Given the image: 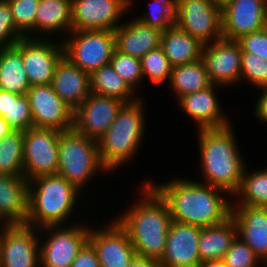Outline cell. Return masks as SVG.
<instances>
[{"label":"cell","instance_id":"cell-38","mask_svg":"<svg viewBox=\"0 0 267 267\" xmlns=\"http://www.w3.org/2000/svg\"><path fill=\"white\" fill-rule=\"evenodd\" d=\"M251 82L255 87L267 85V61L248 52H242L241 79Z\"/></svg>","mask_w":267,"mask_h":267},{"label":"cell","instance_id":"cell-3","mask_svg":"<svg viewBox=\"0 0 267 267\" xmlns=\"http://www.w3.org/2000/svg\"><path fill=\"white\" fill-rule=\"evenodd\" d=\"M198 135L201 172L205 184L233 197L240 188L245 163L238 151L232 126L198 129Z\"/></svg>","mask_w":267,"mask_h":267},{"label":"cell","instance_id":"cell-21","mask_svg":"<svg viewBox=\"0 0 267 267\" xmlns=\"http://www.w3.org/2000/svg\"><path fill=\"white\" fill-rule=\"evenodd\" d=\"M212 84L209 87L183 95L178 103L185 114L194 119L198 129L223 128L230 125L221 111V105L215 94L216 87Z\"/></svg>","mask_w":267,"mask_h":267},{"label":"cell","instance_id":"cell-43","mask_svg":"<svg viewBox=\"0 0 267 267\" xmlns=\"http://www.w3.org/2000/svg\"><path fill=\"white\" fill-rule=\"evenodd\" d=\"M259 89L262 90V92L261 96L258 98L259 100L255 106L256 112L254 113H256L255 116H257L262 123H267V85Z\"/></svg>","mask_w":267,"mask_h":267},{"label":"cell","instance_id":"cell-48","mask_svg":"<svg viewBox=\"0 0 267 267\" xmlns=\"http://www.w3.org/2000/svg\"><path fill=\"white\" fill-rule=\"evenodd\" d=\"M215 1H217V2H219V3H222V2H224L225 0H215Z\"/></svg>","mask_w":267,"mask_h":267},{"label":"cell","instance_id":"cell-18","mask_svg":"<svg viewBox=\"0 0 267 267\" xmlns=\"http://www.w3.org/2000/svg\"><path fill=\"white\" fill-rule=\"evenodd\" d=\"M124 102L93 92L74 111L73 128L98 141L116 119L119 108Z\"/></svg>","mask_w":267,"mask_h":267},{"label":"cell","instance_id":"cell-10","mask_svg":"<svg viewBox=\"0 0 267 267\" xmlns=\"http://www.w3.org/2000/svg\"><path fill=\"white\" fill-rule=\"evenodd\" d=\"M45 235L40 244V267H70L82 247L88 242L90 228L84 225L46 226L37 230Z\"/></svg>","mask_w":267,"mask_h":267},{"label":"cell","instance_id":"cell-41","mask_svg":"<svg viewBox=\"0 0 267 267\" xmlns=\"http://www.w3.org/2000/svg\"><path fill=\"white\" fill-rule=\"evenodd\" d=\"M236 41L239 43L242 52L253 53L267 61V27L243 35Z\"/></svg>","mask_w":267,"mask_h":267},{"label":"cell","instance_id":"cell-24","mask_svg":"<svg viewBox=\"0 0 267 267\" xmlns=\"http://www.w3.org/2000/svg\"><path fill=\"white\" fill-rule=\"evenodd\" d=\"M28 181L20 176L0 174V223L26 224Z\"/></svg>","mask_w":267,"mask_h":267},{"label":"cell","instance_id":"cell-4","mask_svg":"<svg viewBox=\"0 0 267 267\" xmlns=\"http://www.w3.org/2000/svg\"><path fill=\"white\" fill-rule=\"evenodd\" d=\"M79 192L74 185L58 174L40 176L28 181L26 225L37 229L64 225L76 209L74 207L78 194L80 196Z\"/></svg>","mask_w":267,"mask_h":267},{"label":"cell","instance_id":"cell-47","mask_svg":"<svg viewBox=\"0 0 267 267\" xmlns=\"http://www.w3.org/2000/svg\"><path fill=\"white\" fill-rule=\"evenodd\" d=\"M200 267H228V266L221 259V260L204 262L200 265Z\"/></svg>","mask_w":267,"mask_h":267},{"label":"cell","instance_id":"cell-31","mask_svg":"<svg viewBox=\"0 0 267 267\" xmlns=\"http://www.w3.org/2000/svg\"><path fill=\"white\" fill-rule=\"evenodd\" d=\"M24 131L13 130L0 140V174L23 175Z\"/></svg>","mask_w":267,"mask_h":267},{"label":"cell","instance_id":"cell-11","mask_svg":"<svg viewBox=\"0 0 267 267\" xmlns=\"http://www.w3.org/2000/svg\"><path fill=\"white\" fill-rule=\"evenodd\" d=\"M52 38H21L14 46L21 54L30 85L51 84L55 69L64 57L62 41ZM56 43V44H55Z\"/></svg>","mask_w":267,"mask_h":267},{"label":"cell","instance_id":"cell-17","mask_svg":"<svg viewBox=\"0 0 267 267\" xmlns=\"http://www.w3.org/2000/svg\"><path fill=\"white\" fill-rule=\"evenodd\" d=\"M104 227L100 230L90 228L88 239L96 251L100 267H130L137 254L128 233L115 219Z\"/></svg>","mask_w":267,"mask_h":267},{"label":"cell","instance_id":"cell-46","mask_svg":"<svg viewBox=\"0 0 267 267\" xmlns=\"http://www.w3.org/2000/svg\"><path fill=\"white\" fill-rule=\"evenodd\" d=\"M13 129L8 125L6 120L0 116V140L7 136Z\"/></svg>","mask_w":267,"mask_h":267},{"label":"cell","instance_id":"cell-23","mask_svg":"<svg viewBox=\"0 0 267 267\" xmlns=\"http://www.w3.org/2000/svg\"><path fill=\"white\" fill-rule=\"evenodd\" d=\"M162 32L138 19L120 23L114 30L115 49L141 59L149 51L160 47Z\"/></svg>","mask_w":267,"mask_h":267},{"label":"cell","instance_id":"cell-30","mask_svg":"<svg viewBox=\"0 0 267 267\" xmlns=\"http://www.w3.org/2000/svg\"><path fill=\"white\" fill-rule=\"evenodd\" d=\"M91 92L111 98H116L124 103L134 101L139 97H133L135 91L128 83L115 72L109 63L95 70L90 75Z\"/></svg>","mask_w":267,"mask_h":267},{"label":"cell","instance_id":"cell-9","mask_svg":"<svg viewBox=\"0 0 267 267\" xmlns=\"http://www.w3.org/2000/svg\"><path fill=\"white\" fill-rule=\"evenodd\" d=\"M175 26L203 44L213 43L223 38L221 3L215 0H177Z\"/></svg>","mask_w":267,"mask_h":267},{"label":"cell","instance_id":"cell-45","mask_svg":"<svg viewBox=\"0 0 267 267\" xmlns=\"http://www.w3.org/2000/svg\"><path fill=\"white\" fill-rule=\"evenodd\" d=\"M10 107V92L0 89V116L3 117L9 113Z\"/></svg>","mask_w":267,"mask_h":267},{"label":"cell","instance_id":"cell-36","mask_svg":"<svg viewBox=\"0 0 267 267\" xmlns=\"http://www.w3.org/2000/svg\"><path fill=\"white\" fill-rule=\"evenodd\" d=\"M3 118L13 130L26 131L33 128V118L27 95L10 92L9 113Z\"/></svg>","mask_w":267,"mask_h":267},{"label":"cell","instance_id":"cell-15","mask_svg":"<svg viewBox=\"0 0 267 267\" xmlns=\"http://www.w3.org/2000/svg\"><path fill=\"white\" fill-rule=\"evenodd\" d=\"M132 0H71L72 30L114 31Z\"/></svg>","mask_w":267,"mask_h":267},{"label":"cell","instance_id":"cell-5","mask_svg":"<svg viewBox=\"0 0 267 267\" xmlns=\"http://www.w3.org/2000/svg\"><path fill=\"white\" fill-rule=\"evenodd\" d=\"M143 104L141 98L123 103L114 122L98 140L100 161L108 172L133 159L138 151L145 131Z\"/></svg>","mask_w":267,"mask_h":267},{"label":"cell","instance_id":"cell-28","mask_svg":"<svg viewBox=\"0 0 267 267\" xmlns=\"http://www.w3.org/2000/svg\"><path fill=\"white\" fill-rule=\"evenodd\" d=\"M30 87L22 54L15 47L0 49V89L26 95Z\"/></svg>","mask_w":267,"mask_h":267},{"label":"cell","instance_id":"cell-29","mask_svg":"<svg viewBox=\"0 0 267 267\" xmlns=\"http://www.w3.org/2000/svg\"><path fill=\"white\" fill-rule=\"evenodd\" d=\"M169 83L177 100L183 95L203 90L213 84L202 59L173 66Z\"/></svg>","mask_w":267,"mask_h":267},{"label":"cell","instance_id":"cell-8","mask_svg":"<svg viewBox=\"0 0 267 267\" xmlns=\"http://www.w3.org/2000/svg\"><path fill=\"white\" fill-rule=\"evenodd\" d=\"M60 133L34 127L24 131L23 175L27 181L57 174Z\"/></svg>","mask_w":267,"mask_h":267},{"label":"cell","instance_id":"cell-25","mask_svg":"<svg viewBox=\"0 0 267 267\" xmlns=\"http://www.w3.org/2000/svg\"><path fill=\"white\" fill-rule=\"evenodd\" d=\"M236 237L237 227L232 216L218 225L201 227L198 242L201 263L223 259Z\"/></svg>","mask_w":267,"mask_h":267},{"label":"cell","instance_id":"cell-1","mask_svg":"<svg viewBox=\"0 0 267 267\" xmlns=\"http://www.w3.org/2000/svg\"><path fill=\"white\" fill-rule=\"evenodd\" d=\"M146 183L167 203L174 222L208 227L231 216L232 203L223 197L227 193L204 182L174 178L161 185Z\"/></svg>","mask_w":267,"mask_h":267},{"label":"cell","instance_id":"cell-14","mask_svg":"<svg viewBox=\"0 0 267 267\" xmlns=\"http://www.w3.org/2000/svg\"><path fill=\"white\" fill-rule=\"evenodd\" d=\"M222 36L228 40L267 27V0H225L221 3Z\"/></svg>","mask_w":267,"mask_h":267},{"label":"cell","instance_id":"cell-7","mask_svg":"<svg viewBox=\"0 0 267 267\" xmlns=\"http://www.w3.org/2000/svg\"><path fill=\"white\" fill-rule=\"evenodd\" d=\"M63 41L64 57L90 75L110 63L115 49L110 30H71Z\"/></svg>","mask_w":267,"mask_h":267},{"label":"cell","instance_id":"cell-26","mask_svg":"<svg viewBox=\"0 0 267 267\" xmlns=\"http://www.w3.org/2000/svg\"><path fill=\"white\" fill-rule=\"evenodd\" d=\"M203 43L177 26L162 32L160 47L172 66L195 62L202 57Z\"/></svg>","mask_w":267,"mask_h":267},{"label":"cell","instance_id":"cell-40","mask_svg":"<svg viewBox=\"0 0 267 267\" xmlns=\"http://www.w3.org/2000/svg\"><path fill=\"white\" fill-rule=\"evenodd\" d=\"M24 36L16 29L10 4L0 0V49L14 47Z\"/></svg>","mask_w":267,"mask_h":267},{"label":"cell","instance_id":"cell-16","mask_svg":"<svg viewBox=\"0 0 267 267\" xmlns=\"http://www.w3.org/2000/svg\"><path fill=\"white\" fill-rule=\"evenodd\" d=\"M201 59L213 84L227 87L239 83L242 51L236 40L221 38L213 43L204 44Z\"/></svg>","mask_w":267,"mask_h":267},{"label":"cell","instance_id":"cell-35","mask_svg":"<svg viewBox=\"0 0 267 267\" xmlns=\"http://www.w3.org/2000/svg\"><path fill=\"white\" fill-rule=\"evenodd\" d=\"M10 4L16 29L28 38H34L36 10L40 0H7ZM34 32V33H33Z\"/></svg>","mask_w":267,"mask_h":267},{"label":"cell","instance_id":"cell-27","mask_svg":"<svg viewBox=\"0 0 267 267\" xmlns=\"http://www.w3.org/2000/svg\"><path fill=\"white\" fill-rule=\"evenodd\" d=\"M72 30L71 0H40L36 10L34 38L45 34L61 31L66 35ZM42 31V32H41ZM40 32V33H39ZM42 33V34H41Z\"/></svg>","mask_w":267,"mask_h":267},{"label":"cell","instance_id":"cell-33","mask_svg":"<svg viewBox=\"0 0 267 267\" xmlns=\"http://www.w3.org/2000/svg\"><path fill=\"white\" fill-rule=\"evenodd\" d=\"M143 79L148 76L154 85H161L171 78L173 66L161 47L149 51L141 59Z\"/></svg>","mask_w":267,"mask_h":267},{"label":"cell","instance_id":"cell-44","mask_svg":"<svg viewBox=\"0 0 267 267\" xmlns=\"http://www.w3.org/2000/svg\"><path fill=\"white\" fill-rule=\"evenodd\" d=\"M130 267H162L159 260L136 256Z\"/></svg>","mask_w":267,"mask_h":267},{"label":"cell","instance_id":"cell-13","mask_svg":"<svg viewBox=\"0 0 267 267\" xmlns=\"http://www.w3.org/2000/svg\"><path fill=\"white\" fill-rule=\"evenodd\" d=\"M34 128L73 129L74 111L55 93L51 84L32 85L27 91Z\"/></svg>","mask_w":267,"mask_h":267},{"label":"cell","instance_id":"cell-22","mask_svg":"<svg viewBox=\"0 0 267 267\" xmlns=\"http://www.w3.org/2000/svg\"><path fill=\"white\" fill-rule=\"evenodd\" d=\"M51 85L73 111L91 93L90 74L72 64L66 57L57 64Z\"/></svg>","mask_w":267,"mask_h":267},{"label":"cell","instance_id":"cell-19","mask_svg":"<svg viewBox=\"0 0 267 267\" xmlns=\"http://www.w3.org/2000/svg\"><path fill=\"white\" fill-rule=\"evenodd\" d=\"M201 227L197 225L171 222L163 256L159 260L162 267H200L198 251Z\"/></svg>","mask_w":267,"mask_h":267},{"label":"cell","instance_id":"cell-39","mask_svg":"<svg viewBox=\"0 0 267 267\" xmlns=\"http://www.w3.org/2000/svg\"><path fill=\"white\" fill-rule=\"evenodd\" d=\"M222 260L228 267H258V262H262L255 252L239 237L233 240Z\"/></svg>","mask_w":267,"mask_h":267},{"label":"cell","instance_id":"cell-34","mask_svg":"<svg viewBox=\"0 0 267 267\" xmlns=\"http://www.w3.org/2000/svg\"><path fill=\"white\" fill-rule=\"evenodd\" d=\"M149 6L148 15H142L138 20L161 31L175 26L177 0H153Z\"/></svg>","mask_w":267,"mask_h":267},{"label":"cell","instance_id":"cell-12","mask_svg":"<svg viewBox=\"0 0 267 267\" xmlns=\"http://www.w3.org/2000/svg\"><path fill=\"white\" fill-rule=\"evenodd\" d=\"M2 227L0 267H40V238L36 232L38 229L26 224Z\"/></svg>","mask_w":267,"mask_h":267},{"label":"cell","instance_id":"cell-20","mask_svg":"<svg viewBox=\"0 0 267 267\" xmlns=\"http://www.w3.org/2000/svg\"><path fill=\"white\" fill-rule=\"evenodd\" d=\"M237 237L244 241L267 267V207L232 205Z\"/></svg>","mask_w":267,"mask_h":267},{"label":"cell","instance_id":"cell-42","mask_svg":"<svg viewBox=\"0 0 267 267\" xmlns=\"http://www.w3.org/2000/svg\"><path fill=\"white\" fill-rule=\"evenodd\" d=\"M70 267H100L96 251L89 242L82 247Z\"/></svg>","mask_w":267,"mask_h":267},{"label":"cell","instance_id":"cell-2","mask_svg":"<svg viewBox=\"0 0 267 267\" xmlns=\"http://www.w3.org/2000/svg\"><path fill=\"white\" fill-rule=\"evenodd\" d=\"M142 188V199L115 220L128 233L137 256L160 260L172 217L167 203L148 183Z\"/></svg>","mask_w":267,"mask_h":267},{"label":"cell","instance_id":"cell-6","mask_svg":"<svg viewBox=\"0 0 267 267\" xmlns=\"http://www.w3.org/2000/svg\"><path fill=\"white\" fill-rule=\"evenodd\" d=\"M58 158L57 174L81 192L97 171L108 173L100 161L98 141L80 134L74 128L60 133Z\"/></svg>","mask_w":267,"mask_h":267},{"label":"cell","instance_id":"cell-37","mask_svg":"<svg viewBox=\"0 0 267 267\" xmlns=\"http://www.w3.org/2000/svg\"><path fill=\"white\" fill-rule=\"evenodd\" d=\"M110 64L113 66L115 72H117L134 91L136 89L135 87H138V84L142 83L143 72L140 58L123 54L114 49Z\"/></svg>","mask_w":267,"mask_h":267},{"label":"cell","instance_id":"cell-32","mask_svg":"<svg viewBox=\"0 0 267 267\" xmlns=\"http://www.w3.org/2000/svg\"><path fill=\"white\" fill-rule=\"evenodd\" d=\"M236 196L240 202L235 205L267 207V169L247 173L245 167L240 188L234 198Z\"/></svg>","mask_w":267,"mask_h":267}]
</instances>
